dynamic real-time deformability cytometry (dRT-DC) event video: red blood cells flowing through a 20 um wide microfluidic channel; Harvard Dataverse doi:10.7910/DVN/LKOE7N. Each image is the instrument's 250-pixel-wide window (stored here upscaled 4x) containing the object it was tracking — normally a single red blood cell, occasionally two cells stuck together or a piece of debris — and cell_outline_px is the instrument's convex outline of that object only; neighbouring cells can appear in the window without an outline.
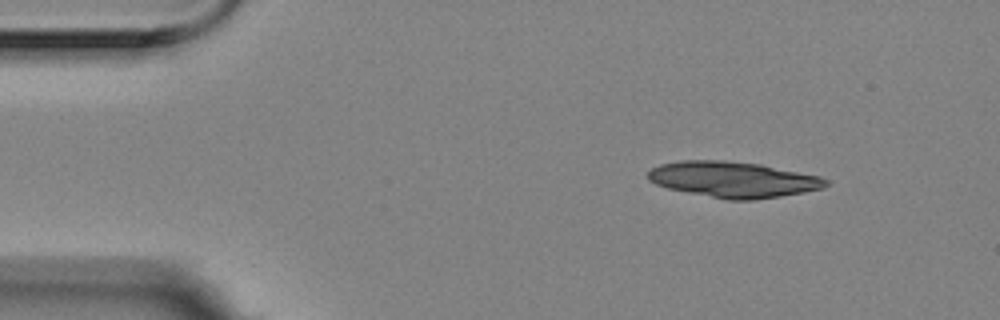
{"species": "Egyptian fruit bat (a non-hibernating species)", "species_latin": "Rousettus aegyptiacus", "temperature_condition": "room temperature", "stored_images_in_passage": 8, "segment_of_instrument_passage": [1, 2], "camera_frame_rate_fps": 3000, "um_per_image_px": 0.085, "animal": {"sex": "female"}, "frame": {"image": 1, "passage_image": 1, "time_ms": 0.0, "image_size_px": [1000, 320], "cell_outline_px": [[828, 184], [824, 188], [804, 192], [756, 200], [728, 200], [668, 188], [656, 184], [648, 180], [648, 172], [652, 168], [660, 164], [680, 160], [724, 160], [760, 164], [820, 176], [828, 180]], "centroid_in_image_um": [62.33, 15.25], "position_along_channel_um": 22.7, "area_um2": 37.11}}